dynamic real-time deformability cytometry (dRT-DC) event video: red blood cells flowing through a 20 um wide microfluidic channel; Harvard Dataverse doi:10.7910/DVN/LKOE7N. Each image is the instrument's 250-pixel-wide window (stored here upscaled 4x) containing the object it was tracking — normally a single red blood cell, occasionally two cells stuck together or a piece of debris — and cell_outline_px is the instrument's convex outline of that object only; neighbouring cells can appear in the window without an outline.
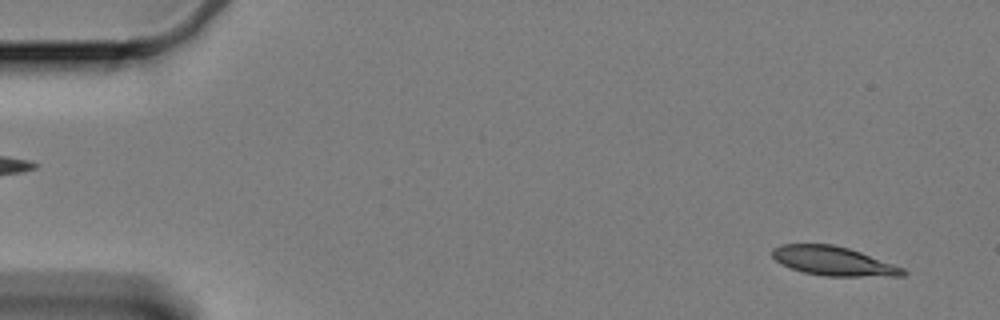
{"species": "Egyptian fruit bat (a non-hibernating species)", "species_latin": "Rousettus aegyptiacus", "temperature_condition": "cold", "stored_images_in_passage": 60, "camera_frame_rate_fps": 3000, "um_per_image_px": 0.085, "animal": {"sex": "female"}, "frame": {"image": 1, "passage_image": 3, "time_ms": 0.667, "image_size_px": [1000, 320], "cell_outline_px": [[908, 272], [904, 276], [824, 276], [804, 272], [792, 268], [776, 260], [772, 256], [772, 248], [780, 244], [832, 244], [848, 248], [860, 252], [904, 268]], "centroid_in_image_um": [70.85, 22.19], "position_along_channel_um": 14.2, "area_um2": 21.96}}
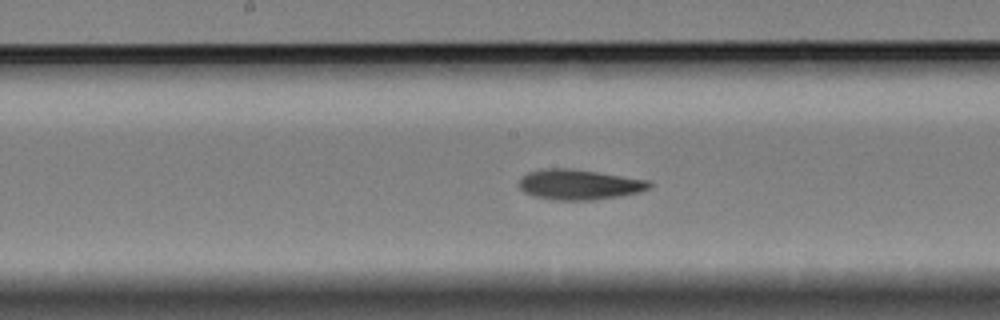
{"frame": {"image": 2, "passage_image": 30, "time_ms": 9.667, "image_size_px": [1000, 320], "cell_outline_px": [[652, 184], [648, 188], [636, 192], [620, 196], [592, 200], [552, 200], [532, 196], [524, 192], [520, 188], [520, 180], [528, 172], [544, 168], [568, 168], [596, 172], [648, 180]], "centroid_in_image_um": [49.18, 15.69], "position_along_channel_um": 199.0, "area_um2": 22.72}}
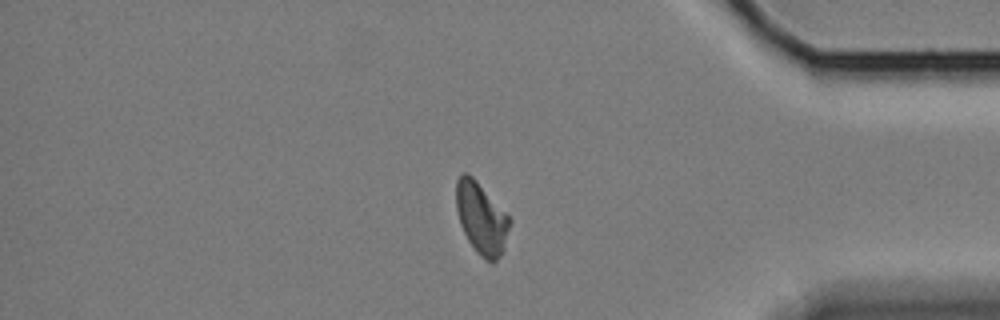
{"frame": {"image": 3, "passage_image": 50, "time_ms": 16.333, "image_size_px": [1000, 320], "cell_outline_px": [[512, 220], [504, 248], [500, 256], [492, 264], [484, 260], [480, 256], [468, 240], [460, 224], [456, 208], [456, 180], [460, 172], [468, 172], [476, 180]], "centroid_in_image_um": [40.91, 18.55], "position_along_channel_um": 394.3, "area_um2": 22.37}, "authors_computed_cell_mechanics": {"area_um2": 22.5131, "velocity_mm_per_s": 3.2976, "shape_relaxation_time_tau1_ms": 6.3463, "shape_relaxation_time_tau2_ms": 3.6404, "deformation_change_tau1": 0.1748, "deformation_change_tau2": 0.0989}}